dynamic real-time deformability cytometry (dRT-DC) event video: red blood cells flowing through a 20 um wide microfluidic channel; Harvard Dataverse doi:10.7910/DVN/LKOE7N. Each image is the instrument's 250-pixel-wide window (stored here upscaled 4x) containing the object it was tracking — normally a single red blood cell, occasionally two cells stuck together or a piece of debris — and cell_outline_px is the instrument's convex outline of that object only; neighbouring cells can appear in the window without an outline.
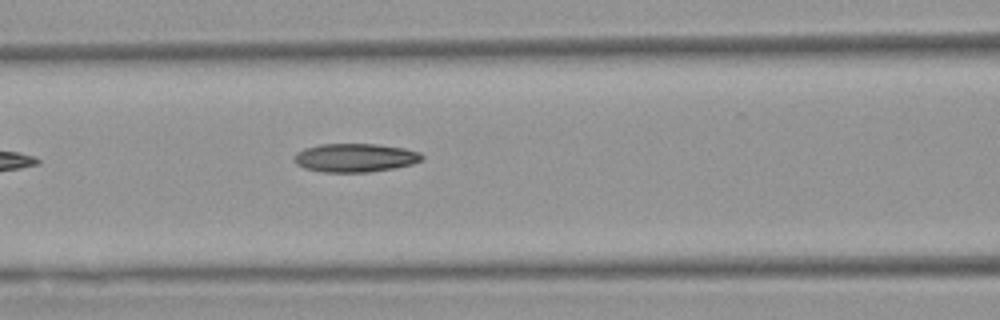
{"species": "Egyptian fruit bat (a non-hibernating species)", "species_latin": "Rousettus aegyptiacus", "temperature_condition": "warm", "stored_images_in_passage": 6, "camera_frame_rate_fps": 3000, "um_per_image_px": 0.085, "animal": {"sex": "female"}, "frame": {"image": 1, "passage_image": 6, "time_ms": 6.667, "image_size_px": [1000, 320], "cell_outline_px": [[424, 156], [420, 160], [412, 164], [392, 168], [368, 172], [324, 172], [304, 168], [296, 164], [292, 160], [292, 156], [296, 152], [304, 148], [320, 144], [376, 144], [404, 148], [420, 152]], "centroid_in_image_um": [30.12, 13.4], "position_along_channel_um": 136.5, "area_um2": 21.33}}